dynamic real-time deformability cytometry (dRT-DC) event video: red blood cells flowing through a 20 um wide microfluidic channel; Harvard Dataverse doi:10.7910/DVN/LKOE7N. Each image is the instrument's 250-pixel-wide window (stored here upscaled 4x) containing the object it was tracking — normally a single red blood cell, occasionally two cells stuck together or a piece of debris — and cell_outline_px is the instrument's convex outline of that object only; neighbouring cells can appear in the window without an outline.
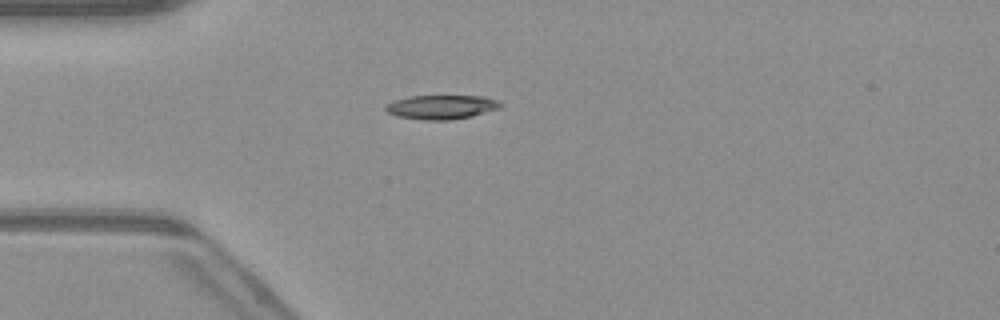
{"species": "common noctule bat (a hibernating species)", "species_latin": "Nyctalus noctula", "temperature_condition": "warm", "stored_images_in_passage": 39, "camera_frame_rate_fps": 3000, "um_per_image_px": 0.085, "animal": {"sex": "male", "body_mass_g": 23.1, "forearm_length_mm": 52.7}, "frame": {"image": 1, "passage_image": 2, "time_ms": 0.333, "image_size_px": [1000, 320], "cell_outline_px": [[504, 104], [500, 108], [472, 116], [448, 120], [424, 120], [396, 116], [388, 112], [384, 108], [388, 104], [396, 100], [408, 96], [484, 96], [496, 100]], "centroid_in_image_um": [37.55, 9.1], "position_along_channel_um": 47.5, "area_um2": 16.07}}
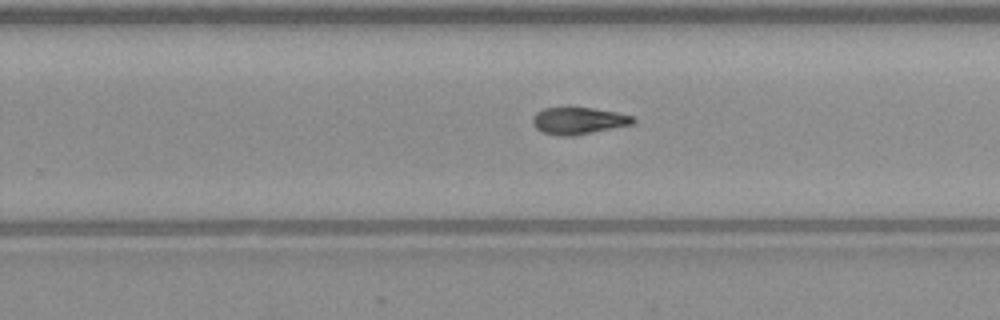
{"frame": {"image": 2, "passage_image": 20, "time_ms": 6.333, "image_size_px": [1000, 320], "cell_outline_px": [[636, 120], [632, 124], [572, 136], [556, 136], [544, 132], [536, 128], [532, 124], [532, 116], [536, 112], [544, 108], [592, 108], [616, 112], [636, 116]], "centroid_in_image_um": [49.16, 10.26], "position_along_channel_um": 280.6, "area_um2": 15.72}}
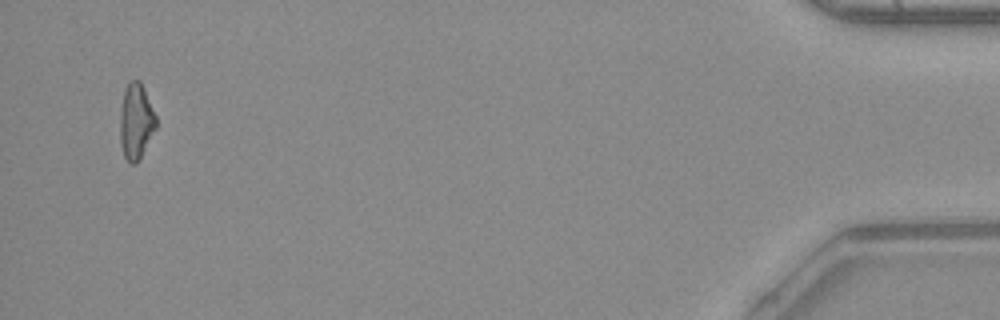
{"frame": {"image": 3, "passage_image": 37, "time_ms": 12.0, "image_size_px": [1000, 320], "cell_outline_px": [[156, 128], [140, 160], [136, 164], [128, 164], [124, 156], [120, 144], [120, 112], [124, 92], [128, 84], [132, 80], [140, 80], [144, 88], [156, 116]], "centroid_in_image_um": [11.56, 10.38], "position_along_channel_um": 423.6, "area_um2": 16.01}, "authors_computed_cell_mechanics": {"area_um2": 15.9528, "velocity_mm_per_s": 4.1101, "shape_relaxation_time_tau1_ms": 4.347, "shape_relaxation_time_tau2_ms": 8.7235, "deformation_change_tau1": 0.1643, "deformation_change_tau2": 0.1994}}